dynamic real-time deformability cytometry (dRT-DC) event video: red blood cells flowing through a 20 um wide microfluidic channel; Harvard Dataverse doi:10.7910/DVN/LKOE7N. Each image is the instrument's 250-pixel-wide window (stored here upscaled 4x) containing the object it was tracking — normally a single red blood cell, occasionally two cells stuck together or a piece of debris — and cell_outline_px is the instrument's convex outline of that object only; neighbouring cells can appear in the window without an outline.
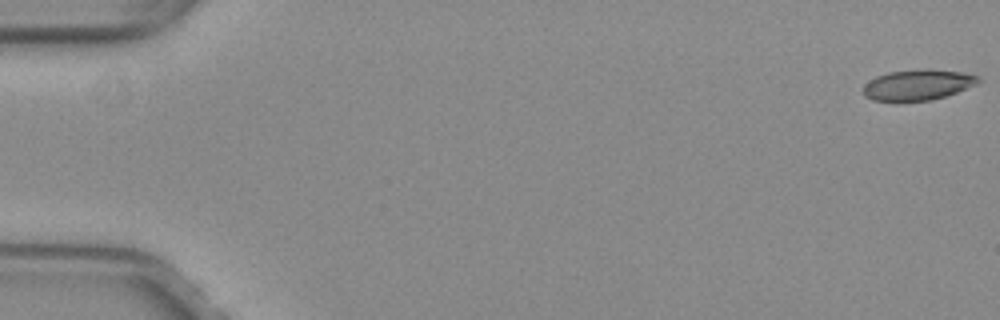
{"species": "common noctule bat (a hibernating species)", "species_latin": "Nyctalus noctula", "temperature_condition": "warm", "stored_images_in_passage": 53, "camera_frame_rate_fps": 3000, "um_per_image_px": 0.085, "animal": {"sex": "female", "body_mass_g": 29.2, "forearm_length_mm": 56.3}, "frame": {"image": 1, "passage_image": 1, "time_ms": 0.0, "image_size_px": [1000, 320], "cell_outline_px": [[980, 80], [976, 84], [956, 92], [932, 100], [896, 104], [872, 100], [864, 96], [860, 88], [868, 80], [876, 76], [888, 72], [928, 68], [964, 72], [980, 76]], "centroid_in_image_um": [77.92, 7.24], "position_along_channel_um": 7.1, "area_um2": 21.5}}
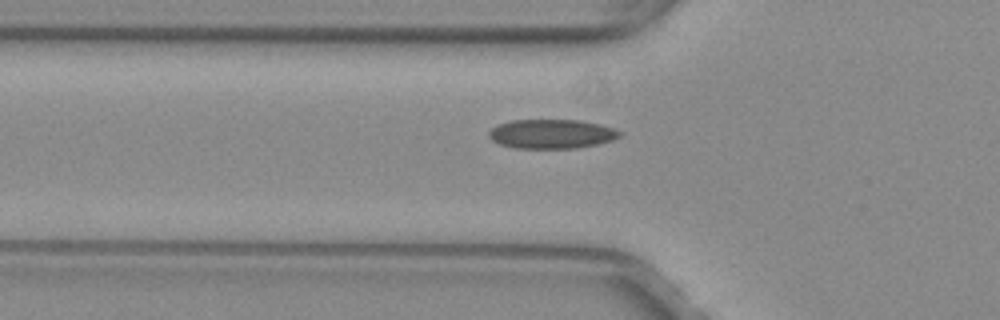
{"frame": {"image": 2, "passage_image": 19, "time_ms": 6.0, "image_size_px": [1000, 320], "cell_outline_px": [[620, 136], [612, 140], [596, 144], [576, 148], [512, 148], [500, 144], [492, 140], [488, 136], [488, 132], [492, 128], [500, 124], [512, 120], [580, 120], [600, 124], [612, 128], [620, 132]], "centroid_in_image_um": [46.85, 11.38], "position_along_channel_um": 78.9, "area_um2": 22.14}}
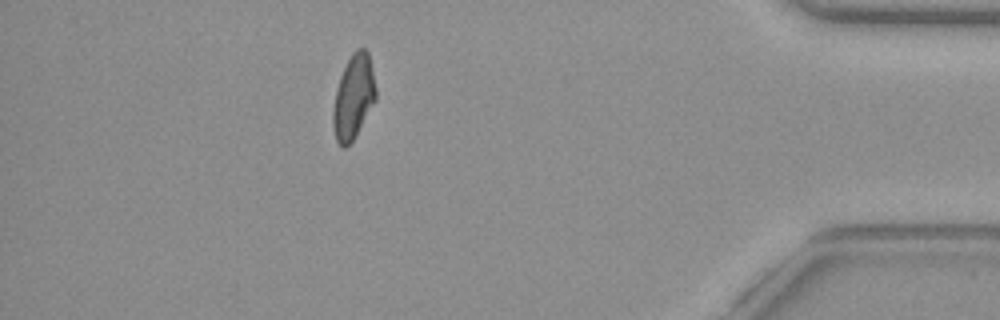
{"frame": {"image": 3, "passage_image": 47, "time_ms": 15.333, "image_size_px": [1000, 320], "cell_outline_px": [[376, 100], [352, 140], [344, 148], [336, 140], [332, 124], [332, 112], [336, 88], [340, 76], [352, 52], [356, 48], [364, 48], [368, 52], [376, 88]], "centroid_in_image_um": [30.03, 8.21], "position_along_channel_um": 405.2, "area_um2": 20.75}, "authors_computed_cell_mechanics": {"area_um2": 21.4438, "velocity_mm_per_s": 3.9898, "shape_relaxation_time_tau1_ms": null, "shape_relaxation_time_tau2_ms": 1.674, "deformation_change_tau1": null, "deformation_change_tau2": 0.0842}}